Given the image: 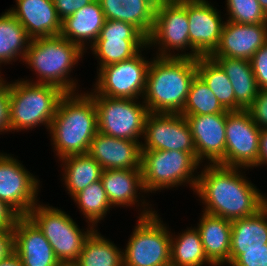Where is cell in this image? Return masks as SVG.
<instances>
[{
	"mask_svg": "<svg viewBox=\"0 0 267 266\" xmlns=\"http://www.w3.org/2000/svg\"><path fill=\"white\" fill-rule=\"evenodd\" d=\"M204 165L194 190L205 205L204 212L232 221L255 214L267 203L266 194L240 168Z\"/></svg>",
	"mask_w": 267,
	"mask_h": 266,
	"instance_id": "obj_1",
	"label": "cell"
},
{
	"mask_svg": "<svg viewBox=\"0 0 267 266\" xmlns=\"http://www.w3.org/2000/svg\"><path fill=\"white\" fill-rule=\"evenodd\" d=\"M49 132L59 160L69 155L88 154L98 132L97 109L89 91L66 93L61 98Z\"/></svg>",
	"mask_w": 267,
	"mask_h": 266,
	"instance_id": "obj_2",
	"label": "cell"
},
{
	"mask_svg": "<svg viewBox=\"0 0 267 266\" xmlns=\"http://www.w3.org/2000/svg\"><path fill=\"white\" fill-rule=\"evenodd\" d=\"M196 75L197 59L153 57L148 68L143 96L149 113L180 114Z\"/></svg>",
	"mask_w": 267,
	"mask_h": 266,
	"instance_id": "obj_3",
	"label": "cell"
},
{
	"mask_svg": "<svg viewBox=\"0 0 267 266\" xmlns=\"http://www.w3.org/2000/svg\"><path fill=\"white\" fill-rule=\"evenodd\" d=\"M84 53L79 45L61 35L35 38L31 39L22 62L37 74L33 83L50 84L73 93L78 91V81L70 73Z\"/></svg>",
	"mask_w": 267,
	"mask_h": 266,
	"instance_id": "obj_4",
	"label": "cell"
},
{
	"mask_svg": "<svg viewBox=\"0 0 267 266\" xmlns=\"http://www.w3.org/2000/svg\"><path fill=\"white\" fill-rule=\"evenodd\" d=\"M32 81L20 79L10 83V132L32 130L41 125L49 130L66 94L57 86Z\"/></svg>",
	"mask_w": 267,
	"mask_h": 266,
	"instance_id": "obj_5",
	"label": "cell"
},
{
	"mask_svg": "<svg viewBox=\"0 0 267 266\" xmlns=\"http://www.w3.org/2000/svg\"><path fill=\"white\" fill-rule=\"evenodd\" d=\"M200 165L196 153L142 150L141 173L146 194L185 184L194 191L199 176L196 171Z\"/></svg>",
	"mask_w": 267,
	"mask_h": 266,
	"instance_id": "obj_6",
	"label": "cell"
},
{
	"mask_svg": "<svg viewBox=\"0 0 267 266\" xmlns=\"http://www.w3.org/2000/svg\"><path fill=\"white\" fill-rule=\"evenodd\" d=\"M27 216L42 231L61 265L76 262L84 241L95 229L90 223L86 231L80 229L69 214L49 204L37 203Z\"/></svg>",
	"mask_w": 267,
	"mask_h": 266,
	"instance_id": "obj_7",
	"label": "cell"
},
{
	"mask_svg": "<svg viewBox=\"0 0 267 266\" xmlns=\"http://www.w3.org/2000/svg\"><path fill=\"white\" fill-rule=\"evenodd\" d=\"M157 211L138 217L126 249L122 250L123 266L171 265V232Z\"/></svg>",
	"mask_w": 267,
	"mask_h": 266,
	"instance_id": "obj_8",
	"label": "cell"
},
{
	"mask_svg": "<svg viewBox=\"0 0 267 266\" xmlns=\"http://www.w3.org/2000/svg\"><path fill=\"white\" fill-rule=\"evenodd\" d=\"M149 47H158V57L193 58V46L189 39L187 0H158L155 9L154 27L147 38ZM187 49L191 50L185 52ZM172 50V51H171ZM184 53H176L174 51ZM174 54H173V53Z\"/></svg>",
	"mask_w": 267,
	"mask_h": 266,
	"instance_id": "obj_9",
	"label": "cell"
},
{
	"mask_svg": "<svg viewBox=\"0 0 267 266\" xmlns=\"http://www.w3.org/2000/svg\"><path fill=\"white\" fill-rule=\"evenodd\" d=\"M97 109L98 132L107 136L141 142L145 121L149 114L143 100L111 98L98 95L93 89L89 93ZM140 137V138H139Z\"/></svg>",
	"mask_w": 267,
	"mask_h": 266,
	"instance_id": "obj_10",
	"label": "cell"
},
{
	"mask_svg": "<svg viewBox=\"0 0 267 266\" xmlns=\"http://www.w3.org/2000/svg\"><path fill=\"white\" fill-rule=\"evenodd\" d=\"M225 155L221 166L253 169L257 167L261 129L248 110L228 111L226 119Z\"/></svg>",
	"mask_w": 267,
	"mask_h": 266,
	"instance_id": "obj_11",
	"label": "cell"
},
{
	"mask_svg": "<svg viewBox=\"0 0 267 266\" xmlns=\"http://www.w3.org/2000/svg\"><path fill=\"white\" fill-rule=\"evenodd\" d=\"M145 59L140 51L128 60L102 67L97 71L93 90L111 98L143 99L150 65Z\"/></svg>",
	"mask_w": 267,
	"mask_h": 266,
	"instance_id": "obj_12",
	"label": "cell"
},
{
	"mask_svg": "<svg viewBox=\"0 0 267 266\" xmlns=\"http://www.w3.org/2000/svg\"><path fill=\"white\" fill-rule=\"evenodd\" d=\"M147 48L150 49L147 37L133 24L106 19L98 38L88 49L98 59L99 71L107 65L128 60Z\"/></svg>",
	"mask_w": 267,
	"mask_h": 266,
	"instance_id": "obj_13",
	"label": "cell"
},
{
	"mask_svg": "<svg viewBox=\"0 0 267 266\" xmlns=\"http://www.w3.org/2000/svg\"><path fill=\"white\" fill-rule=\"evenodd\" d=\"M40 180L11 154L0 152V200L19 216H27L40 202Z\"/></svg>",
	"mask_w": 267,
	"mask_h": 266,
	"instance_id": "obj_14",
	"label": "cell"
},
{
	"mask_svg": "<svg viewBox=\"0 0 267 266\" xmlns=\"http://www.w3.org/2000/svg\"><path fill=\"white\" fill-rule=\"evenodd\" d=\"M142 140V150L196 153L190 126L178 113H149Z\"/></svg>",
	"mask_w": 267,
	"mask_h": 266,
	"instance_id": "obj_15",
	"label": "cell"
},
{
	"mask_svg": "<svg viewBox=\"0 0 267 266\" xmlns=\"http://www.w3.org/2000/svg\"><path fill=\"white\" fill-rule=\"evenodd\" d=\"M207 0H187L189 39L193 59L210 57L218 48L225 21L221 12Z\"/></svg>",
	"mask_w": 267,
	"mask_h": 266,
	"instance_id": "obj_16",
	"label": "cell"
},
{
	"mask_svg": "<svg viewBox=\"0 0 267 266\" xmlns=\"http://www.w3.org/2000/svg\"><path fill=\"white\" fill-rule=\"evenodd\" d=\"M184 117L191 129L197 160L217 164L225 155L227 112Z\"/></svg>",
	"mask_w": 267,
	"mask_h": 266,
	"instance_id": "obj_17",
	"label": "cell"
},
{
	"mask_svg": "<svg viewBox=\"0 0 267 266\" xmlns=\"http://www.w3.org/2000/svg\"><path fill=\"white\" fill-rule=\"evenodd\" d=\"M101 181L113 207H129L138 203L136 207L140 205V209L144 207L143 210H140L139 217L148 216L156 212L153 208L150 209L149 206L151 204L149 202L146 203L145 199L141 200L139 198L141 193H146L141 169H106L102 172ZM138 190L141 193H138Z\"/></svg>",
	"mask_w": 267,
	"mask_h": 266,
	"instance_id": "obj_18",
	"label": "cell"
},
{
	"mask_svg": "<svg viewBox=\"0 0 267 266\" xmlns=\"http://www.w3.org/2000/svg\"><path fill=\"white\" fill-rule=\"evenodd\" d=\"M14 252L23 266H60L42 231L28 216H19L13 227Z\"/></svg>",
	"mask_w": 267,
	"mask_h": 266,
	"instance_id": "obj_19",
	"label": "cell"
},
{
	"mask_svg": "<svg viewBox=\"0 0 267 266\" xmlns=\"http://www.w3.org/2000/svg\"><path fill=\"white\" fill-rule=\"evenodd\" d=\"M267 42V24H241L225 21L218 48L210 57L250 60Z\"/></svg>",
	"mask_w": 267,
	"mask_h": 266,
	"instance_id": "obj_20",
	"label": "cell"
},
{
	"mask_svg": "<svg viewBox=\"0 0 267 266\" xmlns=\"http://www.w3.org/2000/svg\"><path fill=\"white\" fill-rule=\"evenodd\" d=\"M142 142L107 136L100 132L91 141L88 154L106 169H141Z\"/></svg>",
	"mask_w": 267,
	"mask_h": 266,
	"instance_id": "obj_21",
	"label": "cell"
},
{
	"mask_svg": "<svg viewBox=\"0 0 267 266\" xmlns=\"http://www.w3.org/2000/svg\"><path fill=\"white\" fill-rule=\"evenodd\" d=\"M8 11L21 23L31 39L60 35L59 19L53 0H16Z\"/></svg>",
	"mask_w": 267,
	"mask_h": 266,
	"instance_id": "obj_22",
	"label": "cell"
},
{
	"mask_svg": "<svg viewBox=\"0 0 267 266\" xmlns=\"http://www.w3.org/2000/svg\"><path fill=\"white\" fill-rule=\"evenodd\" d=\"M105 21L106 18L99 1L93 0L73 15L62 20L60 35L87 52L88 47L98 38Z\"/></svg>",
	"mask_w": 267,
	"mask_h": 266,
	"instance_id": "obj_23",
	"label": "cell"
},
{
	"mask_svg": "<svg viewBox=\"0 0 267 266\" xmlns=\"http://www.w3.org/2000/svg\"><path fill=\"white\" fill-rule=\"evenodd\" d=\"M197 224L207 259L214 266L230 265L231 220L202 211Z\"/></svg>",
	"mask_w": 267,
	"mask_h": 266,
	"instance_id": "obj_24",
	"label": "cell"
},
{
	"mask_svg": "<svg viewBox=\"0 0 267 266\" xmlns=\"http://www.w3.org/2000/svg\"><path fill=\"white\" fill-rule=\"evenodd\" d=\"M107 20L133 24L147 38L154 27L158 0H98Z\"/></svg>",
	"mask_w": 267,
	"mask_h": 266,
	"instance_id": "obj_25",
	"label": "cell"
},
{
	"mask_svg": "<svg viewBox=\"0 0 267 266\" xmlns=\"http://www.w3.org/2000/svg\"><path fill=\"white\" fill-rule=\"evenodd\" d=\"M225 72L234 89L235 101L247 110L257 97L259 88L250 60L230 57H211Z\"/></svg>",
	"mask_w": 267,
	"mask_h": 266,
	"instance_id": "obj_26",
	"label": "cell"
},
{
	"mask_svg": "<svg viewBox=\"0 0 267 266\" xmlns=\"http://www.w3.org/2000/svg\"><path fill=\"white\" fill-rule=\"evenodd\" d=\"M60 161L63 168L62 180L71 198L101 179L103 168L89 154L69 155Z\"/></svg>",
	"mask_w": 267,
	"mask_h": 266,
	"instance_id": "obj_27",
	"label": "cell"
},
{
	"mask_svg": "<svg viewBox=\"0 0 267 266\" xmlns=\"http://www.w3.org/2000/svg\"><path fill=\"white\" fill-rule=\"evenodd\" d=\"M230 249L266 248L267 203L255 214L231 221Z\"/></svg>",
	"mask_w": 267,
	"mask_h": 266,
	"instance_id": "obj_28",
	"label": "cell"
},
{
	"mask_svg": "<svg viewBox=\"0 0 267 266\" xmlns=\"http://www.w3.org/2000/svg\"><path fill=\"white\" fill-rule=\"evenodd\" d=\"M30 42L21 23L8 10L3 12L0 15V66L16 62L18 58L23 61Z\"/></svg>",
	"mask_w": 267,
	"mask_h": 266,
	"instance_id": "obj_29",
	"label": "cell"
},
{
	"mask_svg": "<svg viewBox=\"0 0 267 266\" xmlns=\"http://www.w3.org/2000/svg\"><path fill=\"white\" fill-rule=\"evenodd\" d=\"M74 266H123L122 250L97 229L86 238Z\"/></svg>",
	"mask_w": 267,
	"mask_h": 266,
	"instance_id": "obj_30",
	"label": "cell"
},
{
	"mask_svg": "<svg viewBox=\"0 0 267 266\" xmlns=\"http://www.w3.org/2000/svg\"><path fill=\"white\" fill-rule=\"evenodd\" d=\"M197 75L228 111L243 110L235 101L234 89L223 69L211 57L197 58Z\"/></svg>",
	"mask_w": 267,
	"mask_h": 266,
	"instance_id": "obj_31",
	"label": "cell"
},
{
	"mask_svg": "<svg viewBox=\"0 0 267 266\" xmlns=\"http://www.w3.org/2000/svg\"><path fill=\"white\" fill-rule=\"evenodd\" d=\"M171 233V265L214 266L205 254L199 231L191 227L173 237Z\"/></svg>",
	"mask_w": 267,
	"mask_h": 266,
	"instance_id": "obj_32",
	"label": "cell"
},
{
	"mask_svg": "<svg viewBox=\"0 0 267 266\" xmlns=\"http://www.w3.org/2000/svg\"><path fill=\"white\" fill-rule=\"evenodd\" d=\"M72 200L77 204L86 221L95 229L97 223L105 218L107 212H110V208H113L101 179L88 185L77 193Z\"/></svg>",
	"mask_w": 267,
	"mask_h": 266,
	"instance_id": "obj_33",
	"label": "cell"
},
{
	"mask_svg": "<svg viewBox=\"0 0 267 266\" xmlns=\"http://www.w3.org/2000/svg\"><path fill=\"white\" fill-rule=\"evenodd\" d=\"M228 112L204 81L196 75L192 80L182 116L208 115Z\"/></svg>",
	"mask_w": 267,
	"mask_h": 266,
	"instance_id": "obj_34",
	"label": "cell"
},
{
	"mask_svg": "<svg viewBox=\"0 0 267 266\" xmlns=\"http://www.w3.org/2000/svg\"><path fill=\"white\" fill-rule=\"evenodd\" d=\"M227 21L241 24H267V15L258 0H226Z\"/></svg>",
	"mask_w": 267,
	"mask_h": 266,
	"instance_id": "obj_35",
	"label": "cell"
},
{
	"mask_svg": "<svg viewBox=\"0 0 267 266\" xmlns=\"http://www.w3.org/2000/svg\"><path fill=\"white\" fill-rule=\"evenodd\" d=\"M230 266H267L266 248L230 249Z\"/></svg>",
	"mask_w": 267,
	"mask_h": 266,
	"instance_id": "obj_36",
	"label": "cell"
},
{
	"mask_svg": "<svg viewBox=\"0 0 267 266\" xmlns=\"http://www.w3.org/2000/svg\"><path fill=\"white\" fill-rule=\"evenodd\" d=\"M250 63L259 90H267V42L251 57Z\"/></svg>",
	"mask_w": 267,
	"mask_h": 266,
	"instance_id": "obj_37",
	"label": "cell"
},
{
	"mask_svg": "<svg viewBox=\"0 0 267 266\" xmlns=\"http://www.w3.org/2000/svg\"><path fill=\"white\" fill-rule=\"evenodd\" d=\"M2 77H0V134L10 132V82Z\"/></svg>",
	"mask_w": 267,
	"mask_h": 266,
	"instance_id": "obj_38",
	"label": "cell"
},
{
	"mask_svg": "<svg viewBox=\"0 0 267 266\" xmlns=\"http://www.w3.org/2000/svg\"><path fill=\"white\" fill-rule=\"evenodd\" d=\"M247 110L261 130L267 129V90H259L257 97Z\"/></svg>",
	"mask_w": 267,
	"mask_h": 266,
	"instance_id": "obj_39",
	"label": "cell"
},
{
	"mask_svg": "<svg viewBox=\"0 0 267 266\" xmlns=\"http://www.w3.org/2000/svg\"><path fill=\"white\" fill-rule=\"evenodd\" d=\"M93 0H53L59 19L73 15L77 10L91 3Z\"/></svg>",
	"mask_w": 267,
	"mask_h": 266,
	"instance_id": "obj_40",
	"label": "cell"
},
{
	"mask_svg": "<svg viewBox=\"0 0 267 266\" xmlns=\"http://www.w3.org/2000/svg\"><path fill=\"white\" fill-rule=\"evenodd\" d=\"M14 253L13 228L0 229V261Z\"/></svg>",
	"mask_w": 267,
	"mask_h": 266,
	"instance_id": "obj_41",
	"label": "cell"
},
{
	"mask_svg": "<svg viewBox=\"0 0 267 266\" xmlns=\"http://www.w3.org/2000/svg\"><path fill=\"white\" fill-rule=\"evenodd\" d=\"M19 215L0 200V229L13 228Z\"/></svg>",
	"mask_w": 267,
	"mask_h": 266,
	"instance_id": "obj_42",
	"label": "cell"
},
{
	"mask_svg": "<svg viewBox=\"0 0 267 266\" xmlns=\"http://www.w3.org/2000/svg\"><path fill=\"white\" fill-rule=\"evenodd\" d=\"M267 165V129H262L260 134L259 156L257 167Z\"/></svg>",
	"mask_w": 267,
	"mask_h": 266,
	"instance_id": "obj_43",
	"label": "cell"
},
{
	"mask_svg": "<svg viewBox=\"0 0 267 266\" xmlns=\"http://www.w3.org/2000/svg\"><path fill=\"white\" fill-rule=\"evenodd\" d=\"M0 266H23L20 257L14 252L5 260L0 261Z\"/></svg>",
	"mask_w": 267,
	"mask_h": 266,
	"instance_id": "obj_44",
	"label": "cell"
},
{
	"mask_svg": "<svg viewBox=\"0 0 267 266\" xmlns=\"http://www.w3.org/2000/svg\"><path fill=\"white\" fill-rule=\"evenodd\" d=\"M258 2L260 3L262 10L267 15V0H258Z\"/></svg>",
	"mask_w": 267,
	"mask_h": 266,
	"instance_id": "obj_45",
	"label": "cell"
},
{
	"mask_svg": "<svg viewBox=\"0 0 267 266\" xmlns=\"http://www.w3.org/2000/svg\"><path fill=\"white\" fill-rule=\"evenodd\" d=\"M60 266H74L73 264H65V265H60Z\"/></svg>",
	"mask_w": 267,
	"mask_h": 266,
	"instance_id": "obj_46",
	"label": "cell"
}]
</instances>
